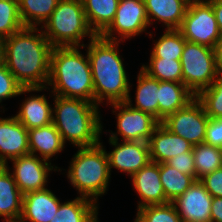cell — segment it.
<instances>
[{
    "instance_id": "obj_1",
    "label": "cell",
    "mask_w": 222,
    "mask_h": 222,
    "mask_svg": "<svg viewBox=\"0 0 222 222\" xmlns=\"http://www.w3.org/2000/svg\"><path fill=\"white\" fill-rule=\"evenodd\" d=\"M52 49L42 28L24 26L3 39V62L23 88H44Z\"/></svg>"
},
{
    "instance_id": "obj_2",
    "label": "cell",
    "mask_w": 222,
    "mask_h": 222,
    "mask_svg": "<svg viewBox=\"0 0 222 222\" xmlns=\"http://www.w3.org/2000/svg\"><path fill=\"white\" fill-rule=\"evenodd\" d=\"M119 43L96 35L86 46L97 105L103 100L108 102L107 105L124 102L130 94L131 85L119 55Z\"/></svg>"
},
{
    "instance_id": "obj_3",
    "label": "cell",
    "mask_w": 222,
    "mask_h": 222,
    "mask_svg": "<svg viewBox=\"0 0 222 222\" xmlns=\"http://www.w3.org/2000/svg\"><path fill=\"white\" fill-rule=\"evenodd\" d=\"M52 123L64 144L71 142L78 148L93 147L100 143L102 121L99 105L80 98L54 95Z\"/></svg>"
},
{
    "instance_id": "obj_4",
    "label": "cell",
    "mask_w": 222,
    "mask_h": 222,
    "mask_svg": "<svg viewBox=\"0 0 222 222\" xmlns=\"http://www.w3.org/2000/svg\"><path fill=\"white\" fill-rule=\"evenodd\" d=\"M79 46L53 47L47 82L52 93L64 98H80L94 103V86L87 53Z\"/></svg>"
},
{
    "instance_id": "obj_5",
    "label": "cell",
    "mask_w": 222,
    "mask_h": 222,
    "mask_svg": "<svg viewBox=\"0 0 222 222\" xmlns=\"http://www.w3.org/2000/svg\"><path fill=\"white\" fill-rule=\"evenodd\" d=\"M73 156L67 177L80 197L97 204L98 197L106 193L111 177L107 152L100 142L93 147L78 148Z\"/></svg>"
},
{
    "instance_id": "obj_6",
    "label": "cell",
    "mask_w": 222,
    "mask_h": 222,
    "mask_svg": "<svg viewBox=\"0 0 222 222\" xmlns=\"http://www.w3.org/2000/svg\"><path fill=\"white\" fill-rule=\"evenodd\" d=\"M40 28L53 47L84 48L86 44H81V41L86 36L90 37L89 40L96 36L88 24L82 0H60Z\"/></svg>"
},
{
    "instance_id": "obj_7",
    "label": "cell",
    "mask_w": 222,
    "mask_h": 222,
    "mask_svg": "<svg viewBox=\"0 0 222 222\" xmlns=\"http://www.w3.org/2000/svg\"><path fill=\"white\" fill-rule=\"evenodd\" d=\"M180 62L183 84L194 95L218 77L213 48L185 41Z\"/></svg>"
},
{
    "instance_id": "obj_8",
    "label": "cell",
    "mask_w": 222,
    "mask_h": 222,
    "mask_svg": "<svg viewBox=\"0 0 222 222\" xmlns=\"http://www.w3.org/2000/svg\"><path fill=\"white\" fill-rule=\"evenodd\" d=\"M178 30L186 41L210 48L222 37L212 5L207 0H190Z\"/></svg>"
},
{
    "instance_id": "obj_9",
    "label": "cell",
    "mask_w": 222,
    "mask_h": 222,
    "mask_svg": "<svg viewBox=\"0 0 222 222\" xmlns=\"http://www.w3.org/2000/svg\"><path fill=\"white\" fill-rule=\"evenodd\" d=\"M111 106L114 108L113 113L117 114V132L111 131L109 139L119 140V135L123 141L148 142L155 128L160 124L152 114L133 108L125 101L111 103Z\"/></svg>"
},
{
    "instance_id": "obj_10",
    "label": "cell",
    "mask_w": 222,
    "mask_h": 222,
    "mask_svg": "<svg viewBox=\"0 0 222 222\" xmlns=\"http://www.w3.org/2000/svg\"><path fill=\"white\" fill-rule=\"evenodd\" d=\"M208 122L209 117L196 98L161 121L169 131L183 137L193 146L204 143Z\"/></svg>"
},
{
    "instance_id": "obj_11",
    "label": "cell",
    "mask_w": 222,
    "mask_h": 222,
    "mask_svg": "<svg viewBox=\"0 0 222 222\" xmlns=\"http://www.w3.org/2000/svg\"><path fill=\"white\" fill-rule=\"evenodd\" d=\"M148 26L144 0H119L115 18L101 36L108 40L122 41L147 31ZM115 33L121 38H117Z\"/></svg>"
},
{
    "instance_id": "obj_12",
    "label": "cell",
    "mask_w": 222,
    "mask_h": 222,
    "mask_svg": "<svg viewBox=\"0 0 222 222\" xmlns=\"http://www.w3.org/2000/svg\"><path fill=\"white\" fill-rule=\"evenodd\" d=\"M11 161L13 162L11 174L22 194L46 189L50 171H61L57 166L54 168L51 162L30 153Z\"/></svg>"
},
{
    "instance_id": "obj_13",
    "label": "cell",
    "mask_w": 222,
    "mask_h": 222,
    "mask_svg": "<svg viewBox=\"0 0 222 222\" xmlns=\"http://www.w3.org/2000/svg\"><path fill=\"white\" fill-rule=\"evenodd\" d=\"M115 148L108 152L109 170L116 168L130 177L146 166L150 161L149 145L146 141H123L109 139Z\"/></svg>"
},
{
    "instance_id": "obj_14",
    "label": "cell",
    "mask_w": 222,
    "mask_h": 222,
    "mask_svg": "<svg viewBox=\"0 0 222 222\" xmlns=\"http://www.w3.org/2000/svg\"><path fill=\"white\" fill-rule=\"evenodd\" d=\"M213 197L200 180L195 182L172 203L183 222H211Z\"/></svg>"
},
{
    "instance_id": "obj_15",
    "label": "cell",
    "mask_w": 222,
    "mask_h": 222,
    "mask_svg": "<svg viewBox=\"0 0 222 222\" xmlns=\"http://www.w3.org/2000/svg\"><path fill=\"white\" fill-rule=\"evenodd\" d=\"M28 130L15 116L0 117V165L29 154Z\"/></svg>"
},
{
    "instance_id": "obj_16",
    "label": "cell",
    "mask_w": 222,
    "mask_h": 222,
    "mask_svg": "<svg viewBox=\"0 0 222 222\" xmlns=\"http://www.w3.org/2000/svg\"><path fill=\"white\" fill-rule=\"evenodd\" d=\"M131 179L132 185L141 200L138 201L137 209L148 205L165 204L169 202L166 199L160 180V163L150 161L146 166L133 174Z\"/></svg>"
},
{
    "instance_id": "obj_17",
    "label": "cell",
    "mask_w": 222,
    "mask_h": 222,
    "mask_svg": "<svg viewBox=\"0 0 222 222\" xmlns=\"http://www.w3.org/2000/svg\"><path fill=\"white\" fill-rule=\"evenodd\" d=\"M61 202L50 189L23 194L22 213L18 222H50Z\"/></svg>"
},
{
    "instance_id": "obj_18",
    "label": "cell",
    "mask_w": 222,
    "mask_h": 222,
    "mask_svg": "<svg viewBox=\"0 0 222 222\" xmlns=\"http://www.w3.org/2000/svg\"><path fill=\"white\" fill-rule=\"evenodd\" d=\"M152 162L165 163L169 159L190 152L193 145L183 137L169 131L161 122L148 141Z\"/></svg>"
},
{
    "instance_id": "obj_19",
    "label": "cell",
    "mask_w": 222,
    "mask_h": 222,
    "mask_svg": "<svg viewBox=\"0 0 222 222\" xmlns=\"http://www.w3.org/2000/svg\"><path fill=\"white\" fill-rule=\"evenodd\" d=\"M8 165H0V217L5 222H18L22 213L23 194Z\"/></svg>"
},
{
    "instance_id": "obj_20",
    "label": "cell",
    "mask_w": 222,
    "mask_h": 222,
    "mask_svg": "<svg viewBox=\"0 0 222 222\" xmlns=\"http://www.w3.org/2000/svg\"><path fill=\"white\" fill-rule=\"evenodd\" d=\"M190 0H144L149 25L151 20L164 23L166 30L178 29L185 17Z\"/></svg>"
},
{
    "instance_id": "obj_21",
    "label": "cell",
    "mask_w": 222,
    "mask_h": 222,
    "mask_svg": "<svg viewBox=\"0 0 222 222\" xmlns=\"http://www.w3.org/2000/svg\"><path fill=\"white\" fill-rule=\"evenodd\" d=\"M195 98L183 82L159 81L158 120L163 121Z\"/></svg>"
},
{
    "instance_id": "obj_22",
    "label": "cell",
    "mask_w": 222,
    "mask_h": 222,
    "mask_svg": "<svg viewBox=\"0 0 222 222\" xmlns=\"http://www.w3.org/2000/svg\"><path fill=\"white\" fill-rule=\"evenodd\" d=\"M30 154L39 156L49 161L65 147L61 135L53 123L28 130Z\"/></svg>"
},
{
    "instance_id": "obj_23",
    "label": "cell",
    "mask_w": 222,
    "mask_h": 222,
    "mask_svg": "<svg viewBox=\"0 0 222 222\" xmlns=\"http://www.w3.org/2000/svg\"><path fill=\"white\" fill-rule=\"evenodd\" d=\"M20 106L15 117L27 130L52 123L53 108L45 94L30 96Z\"/></svg>"
},
{
    "instance_id": "obj_24",
    "label": "cell",
    "mask_w": 222,
    "mask_h": 222,
    "mask_svg": "<svg viewBox=\"0 0 222 222\" xmlns=\"http://www.w3.org/2000/svg\"><path fill=\"white\" fill-rule=\"evenodd\" d=\"M135 105L132 104L130 94L126 99L133 108L152 114L158 119L159 80L150 77L142 69L137 75Z\"/></svg>"
},
{
    "instance_id": "obj_25",
    "label": "cell",
    "mask_w": 222,
    "mask_h": 222,
    "mask_svg": "<svg viewBox=\"0 0 222 222\" xmlns=\"http://www.w3.org/2000/svg\"><path fill=\"white\" fill-rule=\"evenodd\" d=\"M98 204L85 197L61 203L50 222H99Z\"/></svg>"
},
{
    "instance_id": "obj_26",
    "label": "cell",
    "mask_w": 222,
    "mask_h": 222,
    "mask_svg": "<svg viewBox=\"0 0 222 222\" xmlns=\"http://www.w3.org/2000/svg\"><path fill=\"white\" fill-rule=\"evenodd\" d=\"M90 28L101 35L113 22L119 0H82Z\"/></svg>"
},
{
    "instance_id": "obj_27",
    "label": "cell",
    "mask_w": 222,
    "mask_h": 222,
    "mask_svg": "<svg viewBox=\"0 0 222 222\" xmlns=\"http://www.w3.org/2000/svg\"><path fill=\"white\" fill-rule=\"evenodd\" d=\"M60 0H18L19 15L25 27L44 24Z\"/></svg>"
},
{
    "instance_id": "obj_28",
    "label": "cell",
    "mask_w": 222,
    "mask_h": 222,
    "mask_svg": "<svg viewBox=\"0 0 222 222\" xmlns=\"http://www.w3.org/2000/svg\"><path fill=\"white\" fill-rule=\"evenodd\" d=\"M160 180L169 202L182 195L194 182L195 178L185 175L166 163H160Z\"/></svg>"
},
{
    "instance_id": "obj_29",
    "label": "cell",
    "mask_w": 222,
    "mask_h": 222,
    "mask_svg": "<svg viewBox=\"0 0 222 222\" xmlns=\"http://www.w3.org/2000/svg\"><path fill=\"white\" fill-rule=\"evenodd\" d=\"M196 180L222 167V148L200 143L193 146Z\"/></svg>"
},
{
    "instance_id": "obj_30",
    "label": "cell",
    "mask_w": 222,
    "mask_h": 222,
    "mask_svg": "<svg viewBox=\"0 0 222 222\" xmlns=\"http://www.w3.org/2000/svg\"><path fill=\"white\" fill-rule=\"evenodd\" d=\"M164 32L158 41L154 40L150 58L180 60L186 40L178 29H168Z\"/></svg>"
},
{
    "instance_id": "obj_31",
    "label": "cell",
    "mask_w": 222,
    "mask_h": 222,
    "mask_svg": "<svg viewBox=\"0 0 222 222\" xmlns=\"http://www.w3.org/2000/svg\"><path fill=\"white\" fill-rule=\"evenodd\" d=\"M148 65H142L141 69L150 77L159 81L183 82L180 60L165 58H150Z\"/></svg>"
},
{
    "instance_id": "obj_32",
    "label": "cell",
    "mask_w": 222,
    "mask_h": 222,
    "mask_svg": "<svg viewBox=\"0 0 222 222\" xmlns=\"http://www.w3.org/2000/svg\"><path fill=\"white\" fill-rule=\"evenodd\" d=\"M196 99L203 105L209 118H222V75H218L209 87L201 90Z\"/></svg>"
},
{
    "instance_id": "obj_33",
    "label": "cell",
    "mask_w": 222,
    "mask_h": 222,
    "mask_svg": "<svg viewBox=\"0 0 222 222\" xmlns=\"http://www.w3.org/2000/svg\"><path fill=\"white\" fill-rule=\"evenodd\" d=\"M134 222H183L172 202L137 209Z\"/></svg>"
},
{
    "instance_id": "obj_34",
    "label": "cell",
    "mask_w": 222,
    "mask_h": 222,
    "mask_svg": "<svg viewBox=\"0 0 222 222\" xmlns=\"http://www.w3.org/2000/svg\"><path fill=\"white\" fill-rule=\"evenodd\" d=\"M23 27L18 0H0V38L9 37Z\"/></svg>"
},
{
    "instance_id": "obj_35",
    "label": "cell",
    "mask_w": 222,
    "mask_h": 222,
    "mask_svg": "<svg viewBox=\"0 0 222 222\" xmlns=\"http://www.w3.org/2000/svg\"><path fill=\"white\" fill-rule=\"evenodd\" d=\"M47 88L50 89L48 86L44 88H23L7 69L4 62H0V103L2 100L14 98L27 92H39Z\"/></svg>"
},
{
    "instance_id": "obj_36",
    "label": "cell",
    "mask_w": 222,
    "mask_h": 222,
    "mask_svg": "<svg viewBox=\"0 0 222 222\" xmlns=\"http://www.w3.org/2000/svg\"><path fill=\"white\" fill-rule=\"evenodd\" d=\"M185 175H191L196 179L193 151L182 153L165 162Z\"/></svg>"
},
{
    "instance_id": "obj_37",
    "label": "cell",
    "mask_w": 222,
    "mask_h": 222,
    "mask_svg": "<svg viewBox=\"0 0 222 222\" xmlns=\"http://www.w3.org/2000/svg\"><path fill=\"white\" fill-rule=\"evenodd\" d=\"M204 143L222 148V118H209Z\"/></svg>"
},
{
    "instance_id": "obj_38",
    "label": "cell",
    "mask_w": 222,
    "mask_h": 222,
    "mask_svg": "<svg viewBox=\"0 0 222 222\" xmlns=\"http://www.w3.org/2000/svg\"><path fill=\"white\" fill-rule=\"evenodd\" d=\"M212 197H222V167L200 179Z\"/></svg>"
},
{
    "instance_id": "obj_39",
    "label": "cell",
    "mask_w": 222,
    "mask_h": 222,
    "mask_svg": "<svg viewBox=\"0 0 222 222\" xmlns=\"http://www.w3.org/2000/svg\"><path fill=\"white\" fill-rule=\"evenodd\" d=\"M211 222H222V197H213L211 204Z\"/></svg>"
},
{
    "instance_id": "obj_40",
    "label": "cell",
    "mask_w": 222,
    "mask_h": 222,
    "mask_svg": "<svg viewBox=\"0 0 222 222\" xmlns=\"http://www.w3.org/2000/svg\"><path fill=\"white\" fill-rule=\"evenodd\" d=\"M213 8V11L216 16V21L218 25V29L222 36V0H207Z\"/></svg>"
},
{
    "instance_id": "obj_41",
    "label": "cell",
    "mask_w": 222,
    "mask_h": 222,
    "mask_svg": "<svg viewBox=\"0 0 222 222\" xmlns=\"http://www.w3.org/2000/svg\"><path fill=\"white\" fill-rule=\"evenodd\" d=\"M214 57L218 75H222V37L214 45Z\"/></svg>"
},
{
    "instance_id": "obj_42",
    "label": "cell",
    "mask_w": 222,
    "mask_h": 222,
    "mask_svg": "<svg viewBox=\"0 0 222 222\" xmlns=\"http://www.w3.org/2000/svg\"><path fill=\"white\" fill-rule=\"evenodd\" d=\"M3 61V39L0 38V62Z\"/></svg>"
}]
</instances>
